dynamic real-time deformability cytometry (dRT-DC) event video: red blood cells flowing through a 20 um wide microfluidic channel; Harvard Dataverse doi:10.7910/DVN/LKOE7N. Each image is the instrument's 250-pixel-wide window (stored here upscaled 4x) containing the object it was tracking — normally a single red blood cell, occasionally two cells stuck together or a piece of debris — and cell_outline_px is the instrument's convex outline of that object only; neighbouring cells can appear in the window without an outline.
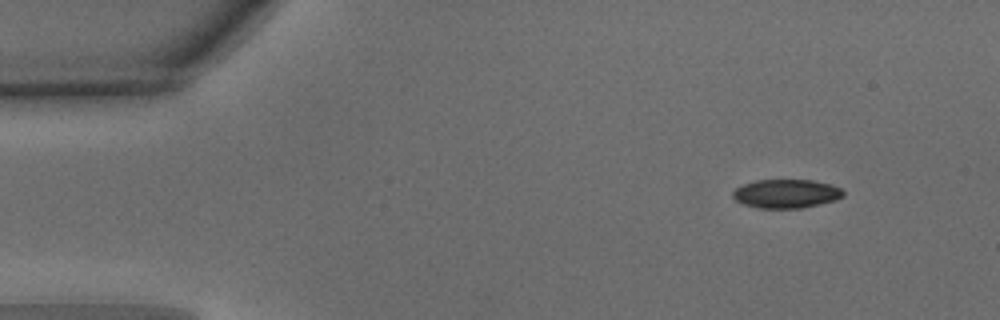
{"species": "common noctule bat (a hibernating species)", "species_latin": "Nyctalus noctula", "temperature_condition": "warm", "stored_images_in_passage": 46, "camera_frame_rate_fps": 3000, "um_per_image_px": 0.085, "animal": {"sex": "male", "body_mass_g": 15.6}, "frame": {"image": 1, "passage_image": 1, "time_ms": 0.0, "image_size_px": [1000, 320], "cell_outline_px": [[844, 196], [836, 200], [800, 208], [760, 208], [744, 204], [736, 200], [732, 196], [732, 192], [736, 188], [744, 184], [756, 180], [812, 180], [832, 184], [840, 188], [844, 192]], "centroid_in_image_um": [66.84, 16.45], "position_along_channel_um": 18.2, "area_um2": 18.44}}
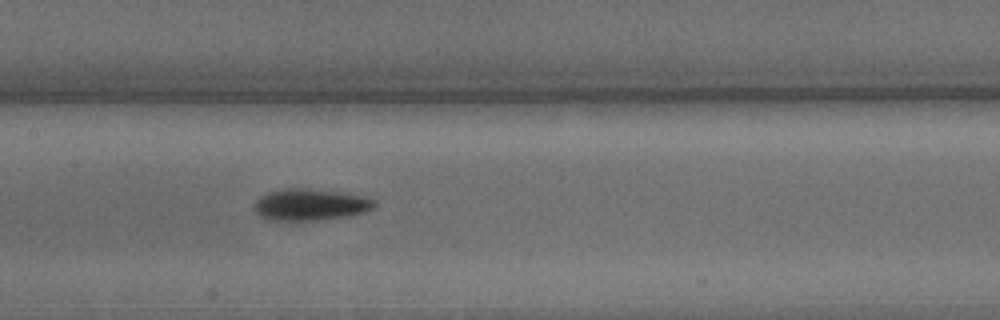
{"frame": {"image": 2, "passage_image": 20, "time_ms": 6.333, "image_size_px": [1000, 320], "cell_outline_px": [[376, 204], [372, 208], [364, 212], [352, 216], [316, 220], [268, 220], [260, 216], [252, 208], [256, 200], [260, 196], [268, 192], [284, 188], [308, 188], [340, 192], [364, 196], [376, 200]], "centroid_in_image_um": [26.37, 17.39], "position_along_channel_um": 181.0, "area_um2": 22.37}}
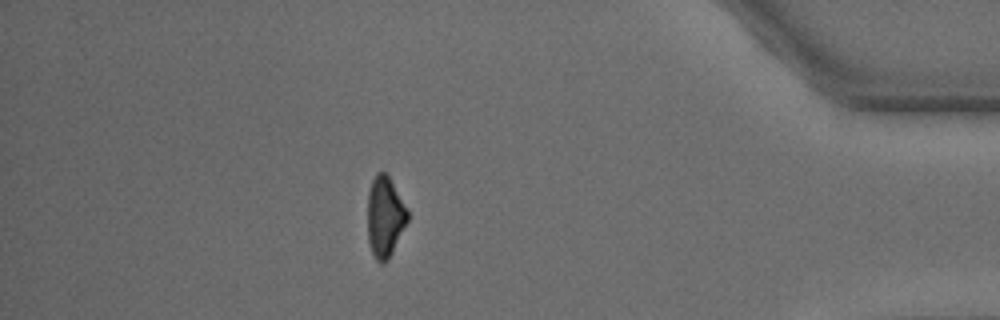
{"frame": {"image": 3, "passage_image": 40, "time_ms": 13.0, "image_size_px": [1000, 320], "cell_outline_px": [[408, 220], [388, 260], [384, 264], [380, 264], [376, 260], [372, 252], [368, 240], [368, 192], [372, 180], [376, 172], [384, 172], [388, 176], [408, 208]], "centroid_in_image_um": [32.72, 18.43], "position_along_channel_um": 402.5, "area_um2": 18.79}, "authors_computed_cell_mechanics": {"area_um2": 20.4034, "velocity_mm_per_s": 3.9699, "shape_relaxation_time_tau1_ms": 2.1592, "shape_relaxation_time_tau2_ms": 4.4752, "deformation_change_tau1": 0.144, "deformation_change_tau2": 0.1077}}